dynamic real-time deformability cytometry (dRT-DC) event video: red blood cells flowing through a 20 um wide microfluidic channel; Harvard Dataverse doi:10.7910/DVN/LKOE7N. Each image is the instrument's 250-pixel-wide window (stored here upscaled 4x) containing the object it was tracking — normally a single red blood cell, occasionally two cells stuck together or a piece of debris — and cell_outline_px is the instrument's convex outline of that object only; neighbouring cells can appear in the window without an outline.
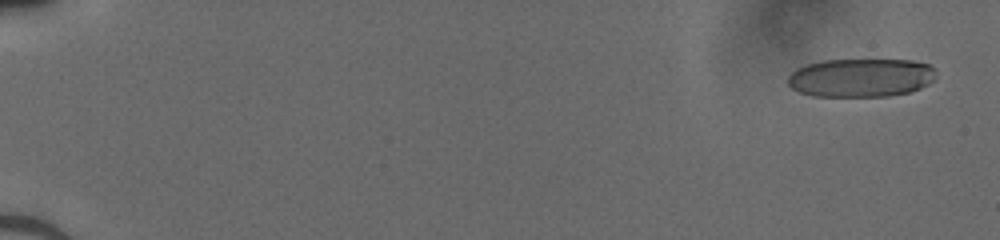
{"species": "human", "species_latin": "Homo sapiens", "temperature_condition": "cold", "stored_images_in_passage": 52, "camera_frame_rate_fps": 3000, "um_per_image_px": 0.085, "donor": {"sex": "male"}, "frame": {"image": 1, "passage_image": 3, "time_ms": 0.667, "image_size_px": [1000, 240], "cell_outline_px": [[936, 80], [920, 88], [908, 92], [888, 96], [816, 96], [800, 92], [792, 88], [788, 84], [788, 76], [796, 68], [804, 64], [824, 60], [912, 60], [928, 64], [936, 68]], "centroid_in_image_um": [73.2, 6.59], "position_along_channel_um": 11.8, "area_um2": 33.52}}
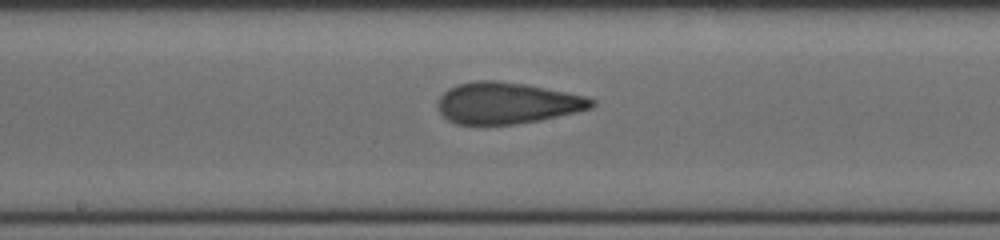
{"frame": {"image": 2, "passage_image": 30, "time_ms": 9.667, "image_size_px": [1000, 240], "cell_outline_px": [[596, 104], [592, 108], [576, 112], [540, 120], [512, 124], [456, 124], [448, 120], [436, 108], [436, 100], [448, 88], [456, 84], [476, 80], [492, 80], [524, 84], [584, 96], [596, 100]], "centroid_in_image_um": [43.05, 8.76], "position_along_channel_um": 205.2, "area_um2": 37.05}}
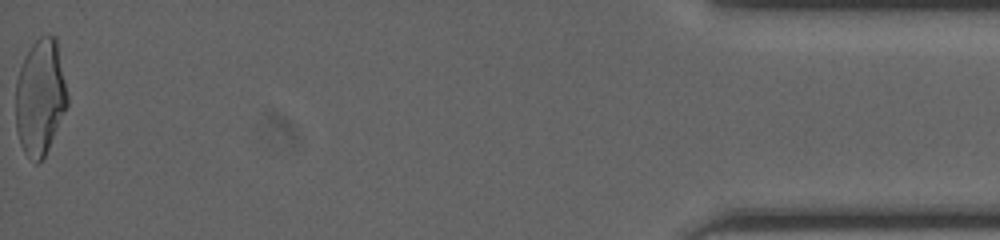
{"frame": {"image": 3, "passage_image": 52, "time_ms": 17.0, "image_size_px": [1000, 240], "cell_outline_px": [[68, 104], [48, 148], [44, 156], [36, 164], [24, 152], [20, 144], [16, 128], [16, 80], [20, 68], [32, 44], [40, 36], [48, 32], [56, 36], [68, 96]], "centroid_in_image_um": [3.42, 8.23], "position_along_channel_um": 431.8, "area_um2": 34.8}}